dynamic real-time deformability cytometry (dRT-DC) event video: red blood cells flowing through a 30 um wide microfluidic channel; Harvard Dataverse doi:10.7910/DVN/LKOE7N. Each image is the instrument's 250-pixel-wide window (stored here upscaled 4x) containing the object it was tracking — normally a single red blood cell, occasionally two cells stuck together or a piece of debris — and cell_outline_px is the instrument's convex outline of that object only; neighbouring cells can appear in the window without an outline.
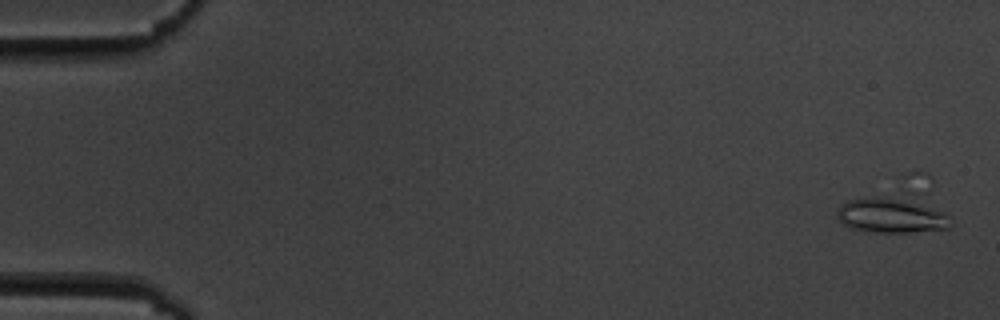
{"species": "common noctule bat (a hibernating species)", "species_latin": "Nyctalus noctula", "temperature_condition": "cold", "stored_images_in_passage": 5, "camera_frame_rate_fps": 3000, "um_per_image_px": 0.085, "animal": {"sex": "male", "body_mass_g": 19.5, "forearm_length_mm": 54.6}, "frame": {"image": 1, "passage_image": 1, "time_ms": 0.0, "image_size_px": [1000, 320], "cell_outline_px": [[952, 216], [948, 228], [908, 232], [876, 232], [848, 228], [836, 220], [836, 212], [840, 204], [848, 200], [908, 192], [928, 192]], "centroid_in_image_um": [76.02, 18.13], "position_along_channel_um": 9.0, "area_um2": 26.7}}
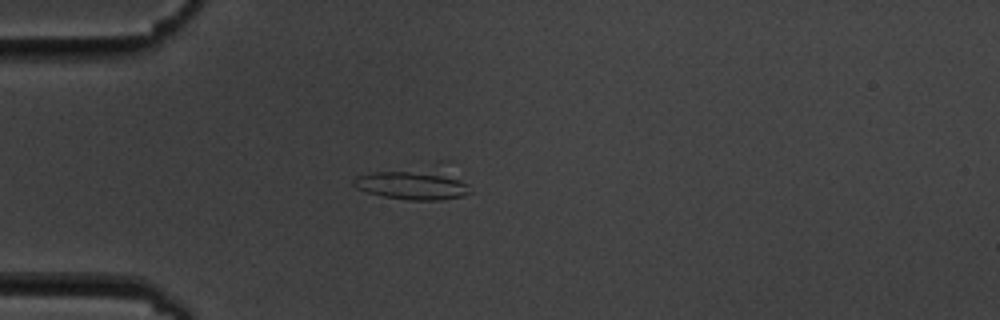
{"frame": {"image": 2, "passage_image": 5, "time_ms": 4.667, "image_size_px": [1000, 320], "cell_outline_px": [[472, 192], [464, 196], [440, 200], [408, 200], [384, 196], [368, 192], [356, 188], [352, 184], [352, 180], [356, 176], [372, 172], [440, 160], [448, 160], [468, 184]], "centroid_in_image_um": [35.35, 15.48], "position_along_channel_um": 49.7, "area_um2": 24.04}}